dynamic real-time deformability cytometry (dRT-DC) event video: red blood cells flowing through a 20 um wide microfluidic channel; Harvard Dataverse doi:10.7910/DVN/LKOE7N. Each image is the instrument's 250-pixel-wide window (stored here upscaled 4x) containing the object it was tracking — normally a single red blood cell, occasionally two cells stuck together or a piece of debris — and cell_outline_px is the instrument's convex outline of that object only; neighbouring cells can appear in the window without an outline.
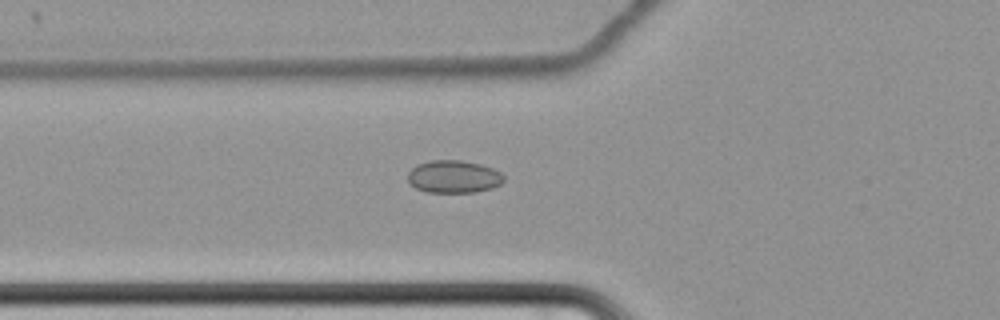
{"species": "common noctule bat (a hibernating species)", "species_latin": "Nyctalus noctula", "temperature_condition": "cold", "stored_images_in_passage": 64, "camera_frame_rate_fps": 3000, "um_per_image_px": 0.085, "animal": {"sex": "female", "body_mass_g": 22.7, "forearm_length_mm": 54.2}, "frame": {"image": 1, "passage_image": 26, "time_ms": 8.333, "image_size_px": [1000, 320], "cell_outline_px": [[504, 180], [500, 184], [492, 188], [476, 192], [428, 192], [416, 188], [408, 180], [408, 172], [416, 164], [432, 160], [460, 160], [480, 164], [492, 168], [500, 172], [504, 176]], "centroid_in_image_um": [38.56, 15.01], "position_along_channel_um": 87.2, "area_um2": 18.21}}
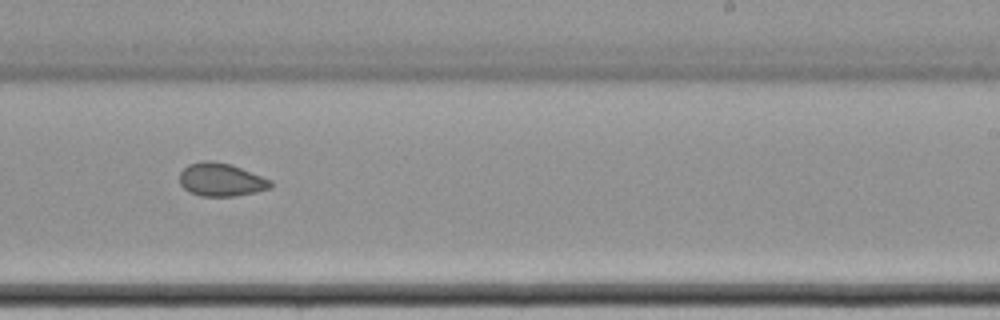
{"frame": {"image": 2, "passage_image": 42, "time_ms": 13.667, "image_size_px": [1000, 320], "cell_outline_px": [[272, 188], [256, 192], [236, 196], [200, 196], [188, 192], [180, 184], [180, 172], [188, 164], [200, 160], [212, 160], [228, 164], [240, 168], [272, 180]], "centroid_in_image_um": [18.77, 15.28], "position_along_channel_um": 270.2, "area_um2": 17.69}}
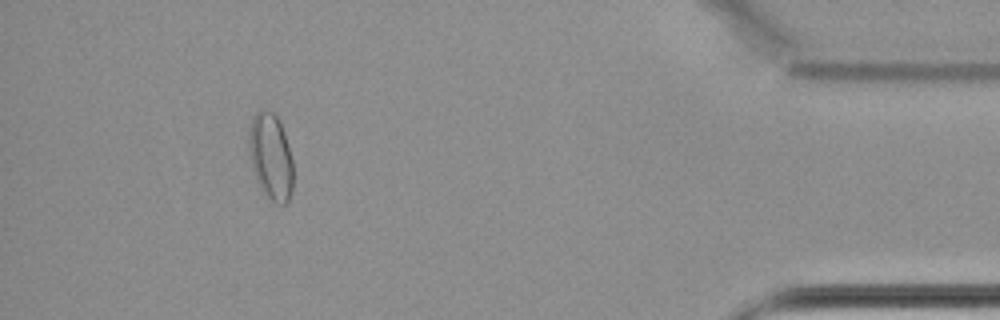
{"frame": {"image": 3, "passage_image": 59, "time_ms": 19.333, "image_size_px": [1000, 320], "cell_outline_px": [[292, 192], [288, 200], [284, 204], [276, 204], [264, 192], [256, 180], [248, 148], [248, 132], [252, 120], [256, 112], [260, 108], [272, 112], [276, 116], [284, 132], [292, 160]], "centroid_in_image_um": [23.0, 13.29], "position_along_channel_um": 412.2, "area_um2": 22.08}, "authors_computed_cell_mechanics": {"area_um2": 19.0451, "velocity_mm_per_s": 3.4341, "shape_relaxation_time_tau1_ms": null, "shape_relaxation_time_tau2_ms": 3.4926, "deformation_change_tau1": null, "deformation_change_tau2": 0.0678}}